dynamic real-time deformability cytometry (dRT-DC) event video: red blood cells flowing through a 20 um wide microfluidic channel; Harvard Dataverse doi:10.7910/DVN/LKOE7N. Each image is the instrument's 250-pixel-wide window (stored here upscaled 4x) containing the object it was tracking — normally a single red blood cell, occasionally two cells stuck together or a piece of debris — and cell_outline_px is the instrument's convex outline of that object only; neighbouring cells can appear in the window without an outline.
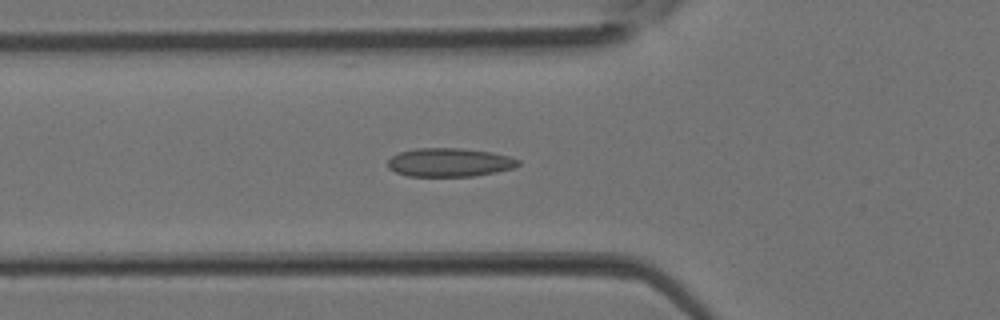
{"species": "Egyptian fruit bat (a non-hibernating species)", "species_latin": "Rousettus aegyptiacus", "temperature_condition": "room temperature", "stored_images_in_passage": 38, "segment_of_instrument_passage": [1, 2], "camera_frame_rate_fps": 3000, "um_per_image_px": 0.085, "animal": {"sex": "female"}, "frame": {"image": 1, "passage_image": 12, "time_ms": 3.667, "image_size_px": [1000, 320], "cell_outline_px": [[520, 164], [516, 168], [496, 172], [472, 176], [408, 176], [396, 172], [388, 168], [388, 160], [392, 156], [400, 152], [416, 148], [464, 148], [492, 152], [508, 156], [520, 160]], "centroid_in_image_um": [38.23, 13.8], "position_along_channel_um": 87.6, "area_um2": 21.85}}
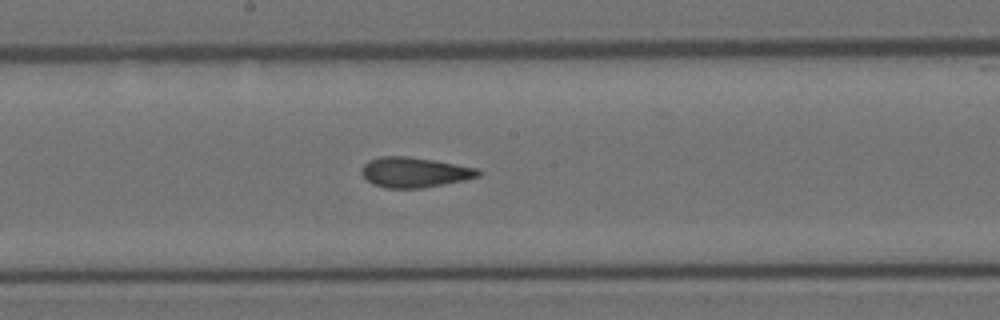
{"frame": {"image": 2, "passage_image": 19, "time_ms": 6.0, "image_size_px": [1000, 320], "cell_outline_px": [[480, 176], [464, 180], [444, 184], [420, 188], [384, 188], [372, 184], [360, 172], [360, 168], [368, 160], [380, 156], [408, 156], [436, 160], [476, 168], [480, 172]], "centroid_in_image_um": [35.19, 14.64], "position_along_channel_um": 213.0, "area_um2": 20.58}}
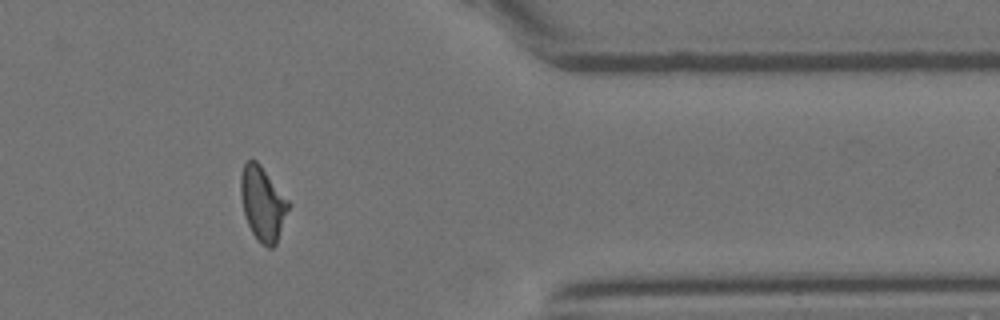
{"frame": {"image": 3, "passage_image": 30, "time_ms": 9.667, "image_size_px": [1000, 320], "cell_outline_px": [[288, 208], [276, 244], [272, 248], [268, 248], [252, 232], [248, 224], [244, 212], [240, 196], [240, 176], [244, 164], [248, 160], [256, 160], [260, 164], [288, 200]], "centroid_in_image_um": [22.3, 17.27], "position_along_channel_um": 389.1, "area_um2": 20.06}}